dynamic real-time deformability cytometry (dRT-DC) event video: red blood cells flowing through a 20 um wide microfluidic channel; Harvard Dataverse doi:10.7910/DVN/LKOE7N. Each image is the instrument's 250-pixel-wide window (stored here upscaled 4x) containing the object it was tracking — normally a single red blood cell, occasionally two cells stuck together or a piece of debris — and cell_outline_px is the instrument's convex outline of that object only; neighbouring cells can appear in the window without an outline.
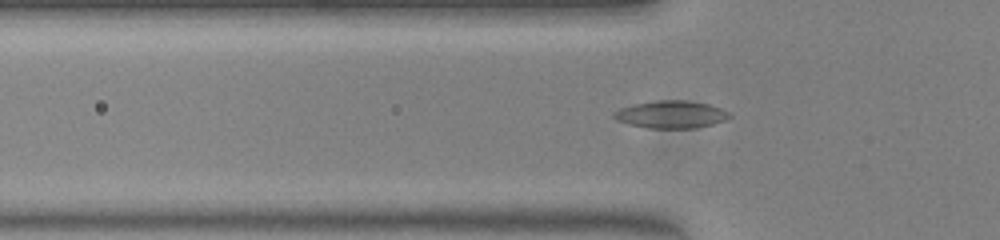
{"species": "common noctule bat (a hibernating species)", "species_latin": "Nyctalus noctula", "temperature_condition": "warm", "stored_images_in_passage": 34, "camera_frame_rate_fps": 3000, "um_per_image_px": 0.085, "animal": {"sex": "female", "body_mass_g": 23.0, "forearm_length_mm": 53.4}, "frame": {"image": 1, "passage_image": 6, "time_ms": 1.667, "image_size_px": [1000, 240], "cell_outline_px": [[732, 116], [724, 120], [712, 124], [696, 128], [648, 128], [628, 124], [616, 120], [612, 116], [612, 112], [620, 108], [632, 104], [656, 100], [684, 100], [708, 104], [720, 108], [728, 112]], "centroid_in_image_um": [56.99, 9.72], "position_along_channel_um": 68.8, "area_um2": 18.55}}
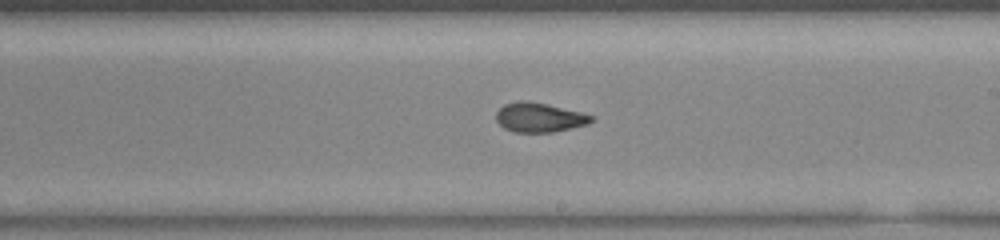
{"frame": {"image": 2, "passage_image": 19, "time_ms": 6.0, "image_size_px": [1000, 240], "cell_outline_px": [[596, 120], [588, 124], [552, 132], [516, 132], [504, 128], [496, 120], [496, 112], [504, 104], [520, 100], [524, 100], [548, 104], [596, 116]], "centroid_in_image_um": [45.87, 9.97], "position_along_channel_um": 243.1, "area_um2": 16.36}}
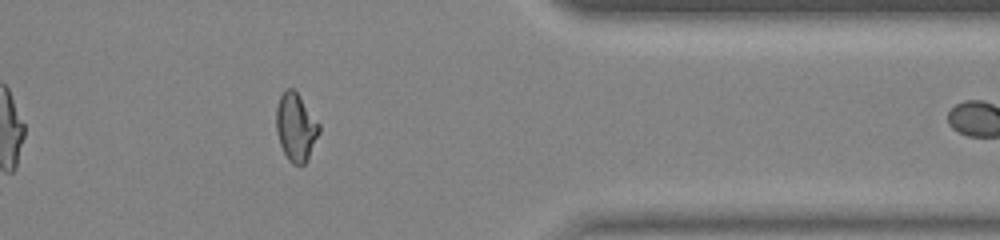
{"frame": {"image": 3, "passage_image": 31, "time_ms": 10.0, "image_size_px": [1000, 240], "cell_outline_px": [[320, 132], [308, 160], [304, 164], [292, 164], [288, 160], [280, 144], [276, 128], [276, 108], [280, 96], [284, 88], [292, 88], [296, 92], [320, 124]], "centroid_in_image_um": [25.15, 10.82], "position_along_channel_um": 386.3, "area_um2": 16.94}, "authors_computed_cell_mechanics": {"area_um2": 16.6753, "velocity_mm_per_s": 4.0198, "shape_relaxation_time_tau1_ms": null, "shape_relaxation_time_tau2_ms": 1.7125, "deformation_change_tau1": null, "deformation_change_tau2": 0.0713}}